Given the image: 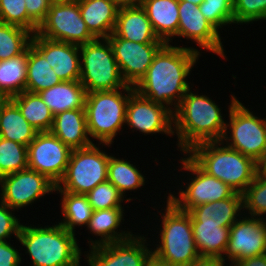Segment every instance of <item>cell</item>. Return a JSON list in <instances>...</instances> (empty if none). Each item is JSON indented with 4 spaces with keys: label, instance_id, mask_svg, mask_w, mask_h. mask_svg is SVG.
Here are the masks:
<instances>
[{
    "label": "cell",
    "instance_id": "6da1fadb",
    "mask_svg": "<svg viewBox=\"0 0 266 266\" xmlns=\"http://www.w3.org/2000/svg\"><path fill=\"white\" fill-rule=\"evenodd\" d=\"M175 45L165 43L158 50L147 74L134 87L141 96L166 106L173 113L192 88L187 77L202 55L198 48Z\"/></svg>",
    "mask_w": 266,
    "mask_h": 266
},
{
    "label": "cell",
    "instance_id": "7a4b0ae2",
    "mask_svg": "<svg viewBox=\"0 0 266 266\" xmlns=\"http://www.w3.org/2000/svg\"><path fill=\"white\" fill-rule=\"evenodd\" d=\"M194 92L190 88L173 113L176 145L183 153L202 142L221 141L226 127L219 105L211 97Z\"/></svg>",
    "mask_w": 266,
    "mask_h": 266
},
{
    "label": "cell",
    "instance_id": "3957f363",
    "mask_svg": "<svg viewBox=\"0 0 266 266\" xmlns=\"http://www.w3.org/2000/svg\"><path fill=\"white\" fill-rule=\"evenodd\" d=\"M75 235L59 223L44 227L26 223L17 240L32 260L31 266H80L83 252Z\"/></svg>",
    "mask_w": 266,
    "mask_h": 266
},
{
    "label": "cell",
    "instance_id": "277c9868",
    "mask_svg": "<svg viewBox=\"0 0 266 266\" xmlns=\"http://www.w3.org/2000/svg\"><path fill=\"white\" fill-rule=\"evenodd\" d=\"M186 154L208 175L243 193L254 181L256 161L226 146L222 141L194 145Z\"/></svg>",
    "mask_w": 266,
    "mask_h": 266
},
{
    "label": "cell",
    "instance_id": "5b68a950",
    "mask_svg": "<svg viewBox=\"0 0 266 266\" xmlns=\"http://www.w3.org/2000/svg\"><path fill=\"white\" fill-rule=\"evenodd\" d=\"M166 208H161L158 219L159 225L156 248L152 247V254L159 260L172 266H189L201 258L199 255L191 227V216L188 212L179 210L166 198ZM165 210V212H162ZM160 233V234H159Z\"/></svg>",
    "mask_w": 266,
    "mask_h": 266
},
{
    "label": "cell",
    "instance_id": "8992f818",
    "mask_svg": "<svg viewBox=\"0 0 266 266\" xmlns=\"http://www.w3.org/2000/svg\"><path fill=\"white\" fill-rule=\"evenodd\" d=\"M134 90L133 86L127 85L113 91L87 93L85 113L91 140L96 139L102 147H111L123 125L126 126V106Z\"/></svg>",
    "mask_w": 266,
    "mask_h": 266
},
{
    "label": "cell",
    "instance_id": "52a82bcc",
    "mask_svg": "<svg viewBox=\"0 0 266 266\" xmlns=\"http://www.w3.org/2000/svg\"><path fill=\"white\" fill-rule=\"evenodd\" d=\"M87 93L127 86L107 39L80 45V80Z\"/></svg>",
    "mask_w": 266,
    "mask_h": 266
},
{
    "label": "cell",
    "instance_id": "ba28073f",
    "mask_svg": "<svg viewBox=\"0 0 266 266\" xmlns=\"http://www.w3.org/2000/svg\"><path fill=\"white\" fill-rule=\"evenodd\" d=\"M230 96L229 122L221 141L256 161L266 151V118L256 116L235 95Z\"/></svg>",
    "mask_w": 266,
    "mask_h": 266
},
{
    "label": "cell",
    "instance_id": "9c48e42d",
    "mask_svg": "<svg viewBox=\"0 0 266 266\" xmlns=\"http://www.w3.org/2000/svg\"><path fill=\"white\" fill-rule=\"evenodd\" d=\"M101 149L97 143L73 149L66 172L57 184L55 192L66 191L86 195L98 184L106 182L111 155Z\"/></svg>",
    "mask_w": 266,
    "mask_h": 266
},
{
    "label": "cell",
    "instance_id": "30bf717a",
    "mask_svg": "<svg viewBox=\"0 0 266 266\" xmlns=\"http://www.w3.org/2000/svg\"><path fill=\"white\" fill-rule=\"evenodd\" d=\"M181 157L179 169L186 171L187 183L181 185L179 192L166 193L167 199L170 200L179 210L189 212L192 208L201 204L220 201L232 197L236 191L221 180L208 175L203 171L186 153ZM187 156V157H186ZM185 157V158H184ZM191 176H190V175ZM189 180V182H188ZM185 186V187H184Z\"/></svg>",
    "mask_w": 266,
    "mask_h": 266
},
{
    "label": "cell",
    "instance_id": "8fae6325",
    "mask_svg": "<svg viewBox=\"0 0 266 266\" xmlns=\"http://www.w3.org/2000/svg\"><path fill=\"white\" fill-rule=\"evenodd\" d=\"M36 34L79 46L96 40L81 16L78 0H54Z\"/></svg>",
    "mask_w": 266,
    "mask_h": 266
},
{
    "label": "cell",
    "instance_id": "7c38bea8",
    "mask_svg": "<svg viewBox=\"0 0 266 266\" xmlns=\"http://www.w3.org/2000/svg\"><path fill=\"white\" fill-rule=\"evenodd\" d=\"M71 152L72 149L50 131L38 132L27 146L28 168L57 186L66 172Z\"/></svg>",
    "mask_w": 266,
    "mask_h": 266
},
{
    "label": "cell",
    "instance_id": "4fadbf2b",
    "mask_svg": "<svg viewBox=\"0 0 266 266\" xmlns=\"http://www.w3.org/2000/svg\"><path fill=\"white\" fill-rule=\"evenodd\" d=\"M0 188L3 203L18 212L46 194L54 193L56 185L46 176L26 168L0 177Z\"/></svg>",
    "mask_w": 266,
    "mask_h": 266
},
{
    "label": "cell",
    "instance_id": "5bb4252c",
    "mask_svg": "<svg viewBox=\"0 0 266 266\" xmlns=\"http://www.w3.org/2000/svg\"><path fill=\"white\" fill-rule=\"evenodd\" d=\"M125 124L132 132L136 130L144 136L161 133L174 135L173 112L164 105L154 103L134 90L126 106Z\"/></svg>",
    "mask_w": 266,
    "mask_h": 266
},
{
    "label": "cell",
    "instance_id": "9a60e30c",
    "mask_svg": "<svg viewBox=\"0 0 266 266\" xmlns=\"http://www.w3.org/2000/svg\"><path fill=\"white\" fill-rule=\"evenodd\" d=\"M146 235L133 234L129 239L99 245L85 251L89 266H144L152 255ZM87 252V253H86Z\"/></svg>",
    "mask_w": 266,
    "mask_h": 266
},
{
    "label": "cell",
    "instance_id": "2e32d148",
    "mask_svg": "<svg viewBox=\"0 0 266 266\" xmlns=\"http://www.w3.org/2000/svg\"><path fill=\"white\" fill-rule=\"evenodd\" d=\"M265 217L258 218L244 214V217L242 215L230 227L228 245L222 257L224 261H229V266L247 257L266 254Z\"/></svg>",
    "mask_w": 266,
    "mask_h": 266
},
{
    "label": "cell",
    "instance_id": "e0dca14e",
    "mask_svg": "<svg viewBox=\"0 0 266 266\" xmlns=\"http://www.w3.org/2000/svg\"><path fill=\"white\" fill-rule=\"evenodd\" d=\"M112 47L123 80L135 87L147 74L158 50L165 43H138L120 37L106 38Z\"/></svg>",
    "mask_w": 266,
    "mask_h": 266
},
{
    "label": "cell",
    "instance_id": "ac0fdd59",
    "mask_svg": "<svg viewBox=\"0 0 266 266\" xmlns=\"http://www.w3.org/2000/svg\"><path fill=\"white\" fill-rule=\"evenodd\" d=\"M179 26L178 37L191 40L198 45L201 50L210 51L223 59H227L223 48L222 37L218 31L204 15L201 13L199 5L188 1H179Z\"/></svg>",
    "mask_w": 266,
    "mask_h": 266
},
{
    "label": "cell",
    "instance_id": "d6986e66",
    "mask_svg": "<svg viewBox=\"0 0 266 266\" xmlns=\"http://www.w3.org/2000/svg\"><path fill=\"white\" fill-rule=\"evenodd\" d=\"M31 44L46 58L61 81L80 80V46L33 34Z\"/></svg>",
    "mask_w": 266,
    "mask_h": 266
},
{
    "label": "cell",
    "instance_id": "ffe728a7",
    "mask_svg": "<svg viewBox=\"0 0 266 266\" xmlns=\"http://www.w3.org/2000/svg\"><path fill=\"white\" fill-rule=\"evenodd\" d=\"M109 37L138 43H165L154 33L146 11L140 4L120 7L114 31Z\"/></svg>",
    "mask_w": 266,
    "mask_h": 266
},
{
    "label": "cell",
    "instance_id": "44dd1931",
    "mask_svg": "<svg viewBox=\"0 0 266 266\" xmlns=\"http://www.w3.org/2000/svg\"><path fill=\"white\" fill-rule=\"evenodd\" d=\"M124 211V208H111L93 211L86 228L90 234L97 236V240L90 238L87 242L89 244V248L123 241L129 239L133 235L131 230L125 231V229H118L122 226L121 224H124L122 223L125 220Z\"/></svg>",
    "mask_w": 266,
    "mask_h": 266
},
{
    "label": "cell",
    "instance_id": "7402d4cb",
    "mask_svg": "<svg viewBox=\"0 0 266 266\" xmlns=\"http://www.w3.org/2000/svg\"><path fill=\"white\" fill-rule=\"evenodd\" d=\"M243 196L236 192L232 197L201 204L192 208L188 213L191 223L220 225L230 228L243 214Z\"/></svg>",
    "mask_w": 266,
    "mask_h": 266
},
{
    "label": "cell",
    "instance_id": "603a6c76",
    "mask_svg": "<svg viewBox=\"0 0 266 266\" xmlns=\"http://www.w3.org/2000/svg\"><path fill=\"white\" fill-rule=\"evenodd\" d=\"M50 132L72 150L93 144L87 130L85 108L56 114Z\"/></svg>",
    "mask_w": 266,
    "mask_h": 266
},
{
    "label": "cell",
    "instance_id": "cb8c5ba5",
    "mask_svg": "<svg viewBox=\"0 0 266 266\" xmlns=\"http://www.w3.org/2000/svg\"><path fill=\"white\" fill-rule=\"evenodd\" d=\"M81 16L96 39H106L114 31L120 7L109 0H78Z\"/></svg>",
    "mask_w": 266,
    "mask_h": 266
},
{
    "label": "cell",
    "instance_id": "d4e9b609",
    "mask_svg": "<svg viewBox=\"0 0 266 266\" xmlns=\"http://www.w3.org/2000/svg\"><path fill=\"white\" fill-rule=\"evenodd\" d=\"M154 33L165 43L173 44L178 38L179 1L178 0H141ZM173 37V38H172Z\"/></svg>",
    "mask_w": 266,
    "mask_h": 266
},
{
    "label": "cell",
    "instance_id": "484cf974",
    "mask_svg": "<svg viewBox=\"0 0 266 266\" xmlns=\"http://www.w3.org/2000/svg\"><path fill=\"white\" fill-rule=\"evenodd\" d=\"M38 94L55 116L64 111L85 108L87 91L80 81H61Z\"/></svg>",
    "mask_w": 266,
    "mask_h": 266
},
{
    "label": "cell",
    "instance_id": "4316f807",
    "mask_svg": "<svg viewBox=\"0 0 266 266\" xmlns=\"http://www.w3.org/2000/svg\"><path fill=\"white\" fill-rule=\"evenodd\" d=\"M197 251L201 257L222 258L226 251L230 228L220 225L191 223Z\"/></svg>",
    "mask_w": 266,
    "mask_h": 266
},
{
    "label": "cell",
    "instance_id": "83f0119b",
    "mask_svg": "<svg viewBox=\"0 0 266 266\" xmlns=\"http://www.w3.org/2000/svg\"><path fill=\"white\" fill-rule=\"evenodd\" d=\"M37 133L38 130L28 123L18 106L10 99L1 113L0 137L28 146Z\"/></svg>",
    "mask_w": 266,
    "mask_h": 266
},
{
    "label": "cell",
    "instance_id": "f1b7e54d",
    "mask_svg": "<svg viewBox=\"0 0 266 266\" xmlns=\"http://www.w3.org/2000/svg\"><path fill=\"white\" fill-rule=\"evenodd\" d=\"M61 196V224L68 232L75 233V226L87 227L93 209L86 195L73 194L66 191H57Z\"/></svg>",
    "mask_w": 266,
    "mask_h": 266
},
{
    "label": "cell",
    "instance_id": "f546056e",
    "mask_svg": "<svg viewBox=\"0 0 266 266\" xmlns=\"http://www.w3.org/2000/svg\"><path fill=\"white\" fill-rule=\"evenodd\" d=\"M61 80L46 58L31 44L28 47L27 80L25 91L38 93L48 89Z\"/></svg>",
    "mask_w": 266,
    "mask_h": 266
},
{
    "label": "cell",
    "instance_id": "4dcf8cb0",
    "mask_svg": "<svg viewBox=\"0 0 266 266\" xmlns=\"http://www.w3.org/2000/svg\"><path fill=\"white\" fill-rule=\"evenodd\" d=\"M22 116L38 132L50 131L54 115L38 93L24 91L11 98Z\"/></svg>",
    "mask_w": 266,
    "mask_h": 266
},
{
    "label": "cell",
    "instance_id": "1f68e13d",
    "mask_svg": "<svg viewBox=\"0 0 266 266\" xmlns=\"http://www.w3.org/2000/svg\"><path fill=\"white\" fill-rule=\"evenodd\" d=\"M136 165L124 158H117L116 156L109 157L107 180L111 182L126 198V192L138 190L144 186L146 176H144Z\"/></svg>",
    "mask_w": 266,
    "mask_h": 266
},
{
    "label": "cell",
    "instance_id": "d6a6232c",
    "mask_svg": "<svg viewBox=\"0 0 266 266\" xmlns=\"http://www.w3.org/2000/svg\"><path fill=\"white\" fill-rule=\"evenodd\" d=\"M28 49L20 55L0 61V92L10 98L26 89Z\"/></svg>",
    "mask_w": 266,
    "mask_h": 266
},
{
    "label": "cell",
    "instance_id": "836d02e7",
    "mask_svg": "<svg viewBox=\"0 0 266 266\" xmlns=\"http://www.w3.org/2000/svg\"><path fill=\"white\" fill-rule=\"evenodd\" d=\"M32 37L33 33L25 28L0 22V61L23 54Z\"/></svg>",
    "mask_w": 266,
    "mask_h": 266
},
{
    "label": "cell",
    "instance_id": "e575fe53",
    "mask_svg": "<svg viewBox=\"0 0 266 266\" xmlns=\"http://www.w3.org/2000/svg\"><path fill=\"white\" fill-rule=\"evenodd\" d=\"M26 168L27 146L0 137V177Z\"/></svg>",
    "mask_w": 266,
    "mask_h": 266
},
{
    "label": "cell",
    "instance_id": "d590c367",
    "mask_svg": "<svg viewBox=\"0 0 266 266\" xmlns=\"http://www.w3.org/2000/svg\"><path fill=\"white\" fill-rule=\"evenodd\" d=\"M0 22L25 28L33 34L39 26L28 15L25 0H0Z\"/></svg>",
    "mask_w": 266,
    "mask_h": 266
},
{
    "label": "cell",
    "instance_id": "8d00e7d4",
    "mask_svg": "<svg viewBox=\"0 0 266 266\" xmlns=\"http://www.w3.org/2000/svg\"><path fill=\"white\" fill-rule=\"evenodd\" d=\"M234 2L235 0H203L199 8L205 19L219 31L223 26L234 24Z\"/></svg>",
    "mask_w": 266,
    "mask_h": 266
},
{
    "label": "cell",
    "instance_id": "74e56055",
    "mask_svg": "<svg viewBox=\"0 0 266 266\" xmlns=\"http://www.w3.org/2000/svg\"><path fill=\"white\" fill-rule=\"evenodd\" d=\"M243 214L263 218L266 214V178L255 176L254 181L242 193ZM248 212V213H245Z\"/></svg>",
    "mask_w": 266,
    "mask_h": 266
},
{
    "label": "cell",
    "instance_id": "f35d334b",
    "mask_svg": "<svg viewBox=\"0 0 266 266\" xmlns=\"http://www.w3.org/2000/svg\"><path fill=\"white\" fill-rule=\"evenodd\" d=\"M93 211L111 208H124V197L108 180L98 184L86 194Z\"/></svg>",
    "mask_w": 266,
    "mask_h": 266
},
{
    "label": "cell",
    "instance_id": "ab89813d",
    "mask_svg": "<svg viewBox=\"0 0 266 266\" xmlns=\"http://www.w3.org/2000/svg\"><path fill=\"white\" fill-rule=\"evenodd\" d=\"M233 13L238 25L266 20V0H235Z\"/></svg>",
    "mask_w": 266,
    "mask_h": 266
},
{
    "label": "cell",
    "instance_id": "60d3db41",
    "mask_svg": "<svg viewBox=\"0 0 266 266\" xmlns=\"http://www.w3.org/2000/svg\"><path fill=\"white\" fill-rule=\"evenodd\" d=\"M15 211L0 199V241L10 240L12 235L18 239L23 223L14 215Z\"/></svg>",
    "mask_w": 266,
    "mask_h": 266
},
{
    "label": "cell",
    "instance_id": "b9f144b4",
    "mask_svg": "<svg viewBox=\"0 0 266 266\" xmlns=\"http://www.w3.org/2000/svg\"><path fill=\"white\" fill-rule=\"evenodd\" d=\"M8 241H0V266H21L22 254Z\"/></svg>",
    "mask_w": 266,
    "mask_h": 266
},
{
    "label": "cell",
    "instance_id": "7bdbcfd3",
    "mask_svg": "<svg viewBox=\"0 0 266 266\" xmlns=\"http://www.w3.org/2000/svg\"><path fill=\"white\" fill-rule=\"evenodd\" d=\"M54 0H25L28 15L39 25L46 17Z\"/></svg>",
    "mask_w": 266,
    "mask_h": 266
},
{
    "label": "cell",
    "instance_id": "ee69618b",
    "mask_svg": "<svg viewBox=\"0 0 266 266\" xmlns=\"http://www.w3.org/2000/svg\"><path fill=\"white\" fill-rule=\"evenodd\" d=\"M232 266H266V254L244 258Z\"/></svg>",
    "mask_w": 266,
    "mask_h": 266
},
{
    "label": "cell",
    "instance_id": "f6af8a7d",
    "mask_svg": "<svg viewBox=\"0 0 266 266\" xmlns=\"http://www.w3.org/2000/svg\"><path fill=\"white\" fill-rule=\"evenodd\" d=\"M226 261L222 258H208L201 257L197 261H194L189 266H225ZM228 266V264L226 265Z\"/></svg>",
    "mask_w": 266,
    "mask_h": 266
},
{
    "label": "cell",
    "instance_id": "bcb514c9",
    "mask_svg": "<svg viewBox=\"0 0 266 266\" xmlns=\"http://www.w3.org/2000/svg\"><path fill=\"white\" fill-rule=\"evenodd\" d=\"M256 176L266 178V151L256 160Z\"/></svg>",
    "mask_w": 266,
    "mask_h": 266
},
{
    "label": "cell",
    "instance_id": "7dc6e473",
    "mask_svg": "<svg viewBox=\"0 0 266 266\" xmlns=\"http://www.w3.org/2000/svg\"><path fill=\"white\" fill-rule=\"evenodd\" d=\"M144 266H172V265L159 260L152 254Z\"/></svg>",
    "mask_w": 266,
    "mask_h": 266
},
{
    "label": "cell",
    "instance_id": "c3c4849f",
    "mask_svg": "<svg viewBox=\"0 0 266 266\" xmlns=\"http://www.w3.org/2000/svg\"><path fill=\"white\" fill-rule=\"evenodd\" d=\"M116 3L119 7L139 5L141 0H109Z\"/></svg>",
    "mask_w": 266,
    "mask_h": 266
},
{
    "label": "cell",
    "instance_id": "681fc988",
    "mask_svg": "<svg viewBox=\"0 0 266 266\" xmlns=\"http://www.w3.org/2000/svg\"><path fill=\"white\" fill-rule=\"evenodd\" d=\"M10 99L11 98L8 95L0 92V117L4 106L8 103Z\"/></svg>",
    "mask_w": 266,
    "mask_h": 266
},
{
    "label": "cell",
    "instance_id": "f907efd6",
    "mask_svg": "<svg viewBox=\"0 0 266 266\" xmlns=\"http://www.w3.org/2000/svg\"><path fill=\"white\" fill-rule=\"evenodd\" d=\"M178 1H188L196 5H200L203 2V0H178Z\"/></svg>",
    "mask_w": 266,
    "mask_h": 266
}]
</instances>
